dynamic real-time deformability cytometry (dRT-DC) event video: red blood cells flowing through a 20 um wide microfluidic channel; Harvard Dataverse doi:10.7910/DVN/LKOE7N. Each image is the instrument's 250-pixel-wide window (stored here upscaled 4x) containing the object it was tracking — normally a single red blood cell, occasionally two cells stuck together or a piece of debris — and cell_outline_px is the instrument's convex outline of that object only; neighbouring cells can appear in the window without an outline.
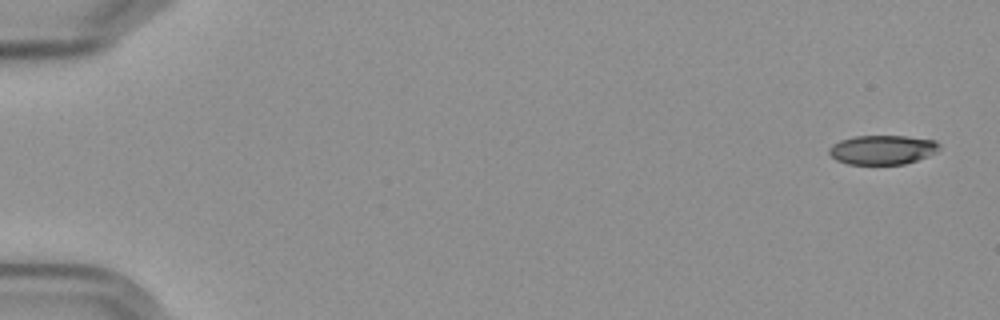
{"species": "Egyptian fruit bat (a non-hibernating species)", "species_latin": "Rousettus aegyptiacus", "temperature_condition": "cold", "stored_images_in_passage": 7, "camera_frame_rate_fps": 3000, "um_per_image_px": 0.085, "frame": {"image": 1, "passage_image": 1, "time_ms": 0.0, "image_size_px": [1000, 320], "cell_outline_px": [[940, 148], [936, 152], [928, 156], [904, 164], [848, 164], [836, 160], [828, 152], [828, 148], [832, 144], [840, 140], [856, 136], [908, 136], [936, 140], [940, 144]], "centroid_in_image_um": [75.01, 12.72], "position_along_channel_um": 10.0, "area_um2": 18.9}}
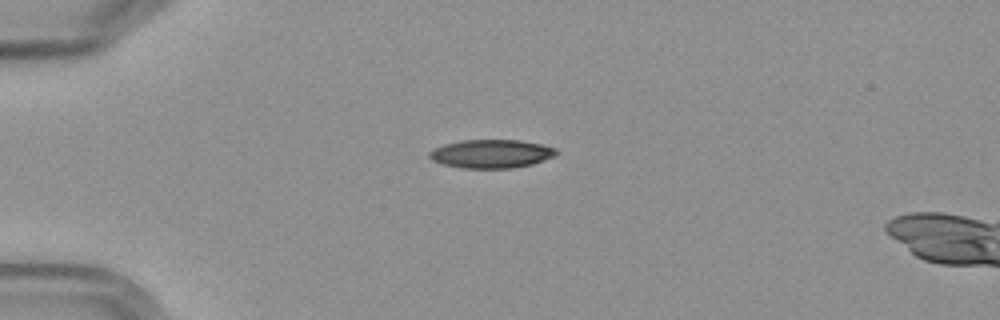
{"frame": {"image": 2, "passage_image": 5, "time_ms": 4.333, "image_size_px": [1000, 320], "cell_outline_px": [[560, 152], [556, 156], [532, 164], [512, 168], [460, 168], [444, 164], [432, 160], [428, 156], [428, 152], [444, 144], [464, 140], [520, 140], [540, 144], [556, 148]], "centroid_in_image_um": [41.79, 13.07], "position_along_channel_um": 43.2, "area_um2": 21.1}}
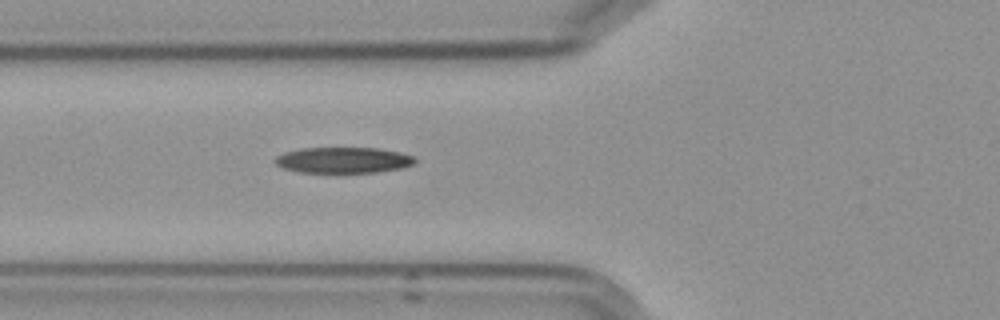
{"frame": {"image": 3, "passage_image": 7, "time_ms": 6.667, "image_size_px": [1000, 320], "cell_outline_px": [[416, 164], [400, 168], [376, 172], [300, 172], [284, 168], [276, 164], [272, 160], [276, 156], [284, 152], [304, 148], [380, 148], [400, 152], [416, 156]], "centroid_in_image_um": [29.21, 13.6], "position_along_channel_um": 96.6, "area_um2": 21.15}}